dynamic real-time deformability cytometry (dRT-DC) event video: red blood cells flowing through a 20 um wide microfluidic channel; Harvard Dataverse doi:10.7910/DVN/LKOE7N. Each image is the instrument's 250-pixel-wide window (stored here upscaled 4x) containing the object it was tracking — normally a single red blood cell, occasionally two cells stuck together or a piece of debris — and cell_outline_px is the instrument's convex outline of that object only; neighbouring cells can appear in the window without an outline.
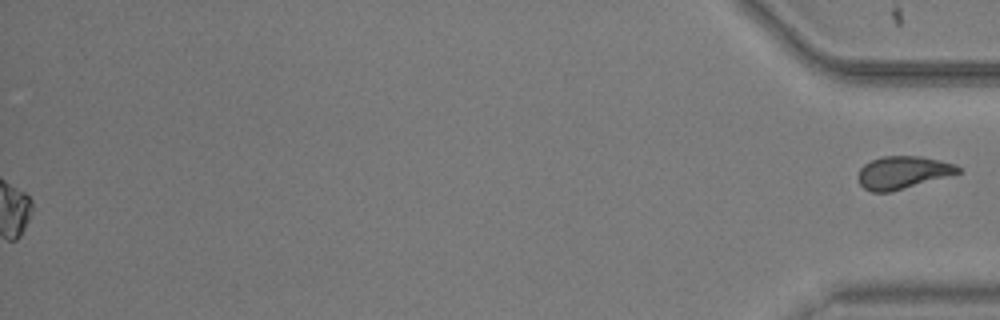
{"species": "common noctule bat (a hibernating species)", "species_latin": "Nyctalus noctula", "temperature_condition": "warm", "stored_images_in_passage": 55, "segment_of_instrument_passage": [2, 2], "camera_frame_rate_fps": 3000, "um_per_image_px": 0.085, "animal": {"sex": "male", "body_mass_g": 20.5, "forearm_length_mm": 52.5}, "frame": {"image": 1, "passage_image": 55, "time_ms": 18.0, "image_size_px": [1000, 320], "cell_outline_px": [[964, 172], [892, 192], [872, 192], [864, 188], [860, 184], [856, 176], [860, 168], [864, 164], [880, 156], [920, 156], [940, 160], [956, 164]], "centroid_in_image_um": [76.75, 14.66], "position_along_channel_um": 358.4, "area_um2": 19.36}}